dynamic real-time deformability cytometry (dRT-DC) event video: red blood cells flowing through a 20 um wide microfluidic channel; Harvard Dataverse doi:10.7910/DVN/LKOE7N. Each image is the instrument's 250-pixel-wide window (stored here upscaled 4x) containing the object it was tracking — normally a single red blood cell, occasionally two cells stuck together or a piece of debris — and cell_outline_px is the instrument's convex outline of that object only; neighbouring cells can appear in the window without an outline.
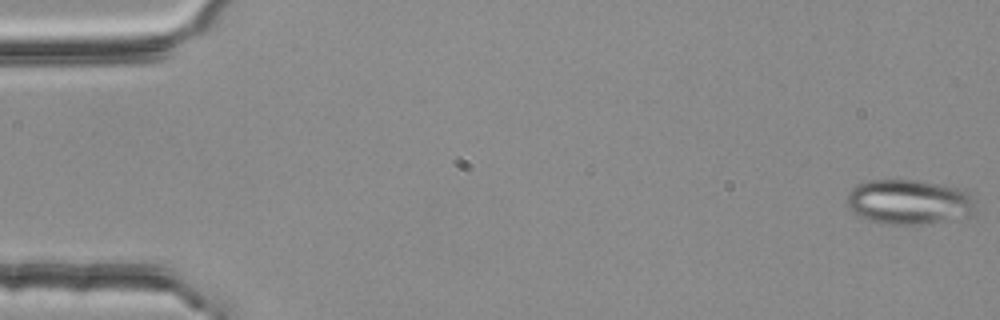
{"species": "common noctule bat (a hibernating species)", "species_latin": "Nyctalus noctula", "temperature_condition": "room temperature", "stored_images_in_passage": 4, "camera_frame_rate_fps": 3000, "um_per_image_px": 0.085, "animal": {"sex": "female", "body_mass_g": 25.1}, "frame": {"image": 1, "passage_image": 1, "time_ms": 0.0, "image_size_px": [1000, 320], "cell_outline_px": [[976, 212], [972, 216], [920, 224], [880, 224], [856, 216], [844, 204], [844, 200], [848, 192], [856, 184], [868, 180], [920, 180], [964, 188], [972, 192], [976, 208]], "centroid_in_image_um": [77.26, 17.16], "position_along_channel_um": 7.7, "area_um2": 34.74}}